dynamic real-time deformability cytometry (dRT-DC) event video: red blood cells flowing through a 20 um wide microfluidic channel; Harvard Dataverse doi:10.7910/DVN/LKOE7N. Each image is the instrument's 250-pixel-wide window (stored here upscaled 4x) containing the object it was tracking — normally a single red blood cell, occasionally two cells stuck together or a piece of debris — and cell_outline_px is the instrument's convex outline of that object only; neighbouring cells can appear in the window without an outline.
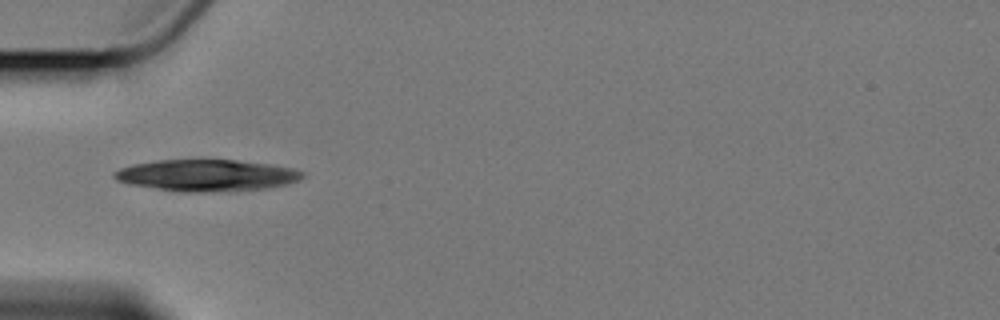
{"species": "Egyptian fruit bat (a non-hibernating species)", "species_latin": "Rousettus aegyptiacus", "temperature_condition": "cold", "stored_images_in_passage": 7, "camera_frame_rate_fps": 3000, "um_per_image_px": 0.085, "animal": {"sex": "female"}, "frame": {"image": 1, "passage_image": 1, "time_ms": 0.0, "image_size_px": [1000, 320], "cell_outline_px": [[304, 176], [300, 180], [284, 184], [264, 188], [204, 192], [180, 192], [132, 184], [116, 180], [112, 176], [112, 172], [120, 168], [132, 164], [156, 160], [236, 160], [272, 164], [292, 168], [304, 172]], "centroid_in_image_um": [17.54, 14.89], "position_along_channel_um": 67.5, "area_um2": 34.45}}
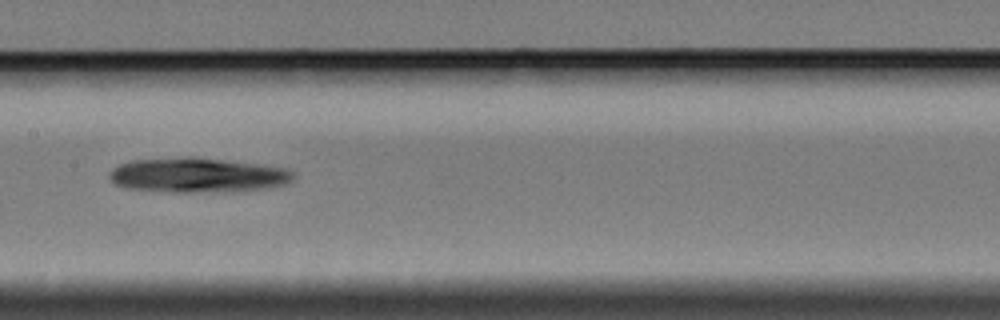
{"frame": {"image": 2, "passage_image": 4, "time_ms": 3.667, "image_size_px": [1000, 320], "cell_outline_px": [[296, 176], [288, 184], [268, 188], [192, 192], [172, 192], [124, 188], [116, 184], [108, 176], [112, 168], [120, 164], [132, 160], [188, 156], [192, 156], [256, 164], [284, 168], [292, 172]], "centroid_in_image_um": [16.75, 14.88], "position_along_channel_um": 190.7, "area_um2": 36.93}}
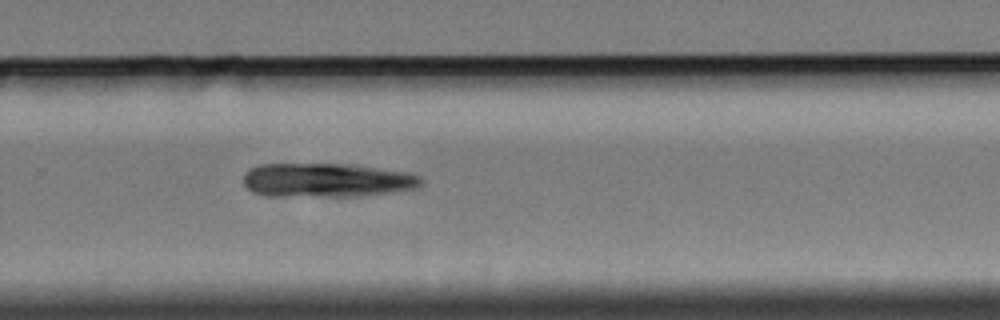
{"frame": {"image": 3, "passage_image": 7, "time_ms": 7.0, "image_size_px": [1000, 320], "cell_outline_px": [[424, 184], [416, 188], [360, 196], [264, 196], [252, 192], [244, 184], [244, 172], [248, 168], [256, 164], [356, 164], [412, 172], [420, 176], [424, 180]], "centroid_in_image_um": [27.79, 15.3], "position_along_channel_um": 302.0, "area_um2": 35.89}}